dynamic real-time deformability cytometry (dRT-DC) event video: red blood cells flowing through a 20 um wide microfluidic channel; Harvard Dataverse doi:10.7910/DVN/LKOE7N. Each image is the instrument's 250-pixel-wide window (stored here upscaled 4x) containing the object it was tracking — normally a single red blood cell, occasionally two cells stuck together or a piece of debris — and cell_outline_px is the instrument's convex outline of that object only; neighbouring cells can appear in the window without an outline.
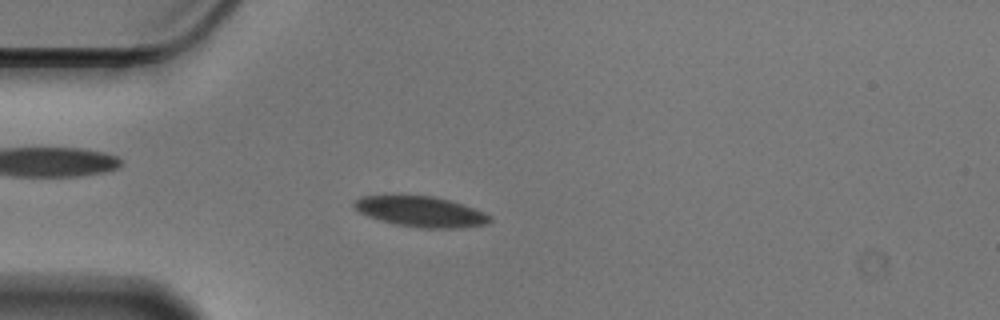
{"species": "Egyptian fruit bat (a non-hibernating species)", "species_latin": "Rousettus aegyptiacus", "temperature_condition": "cold", "stored_images_in_passage": 56, "camera_frame_rate_fps": 3000, "um_per_image_px": 0.085, "animal": {"sex": "male"}, "frame": {"image": 1, "passage_image": 15, "time_ms": 4.667, "image_size_px": [1000, 320], "cell_outline_px": [[492, 220], [488, 224], [460, 228], [420, 228], [396, 224], [380, 220], [368, 216], [352, 208], [352, 200], [360, 196], [388, 192], [396, 192], [432, 196], [448, 200], [484, 212], [492, 216]], "centroid_in_image_um": [35.64, 17.93], "position_along_channel_um": 49.4, "area_um2": 25.2}}
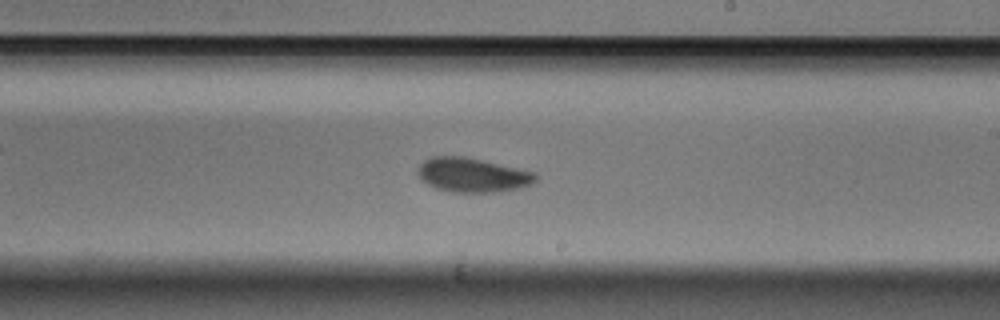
{"frame": {"image": 2, "passage_image": 33, "time_ms": 10.667, "image_size_px": [1000, 320], "cell_outline_px": [[540, 180], [532, 184], [520, 188], [496, 192], [452, 192], [436, 188], [428, 184], [416, 172], [416, 168], [424, 160], [432, 156], [464, 156], [536, 172]], "centroid_in_image_um": [40.2, 14.87], "position_along_channel_um": 248.8, "area_um2": 23.7}}
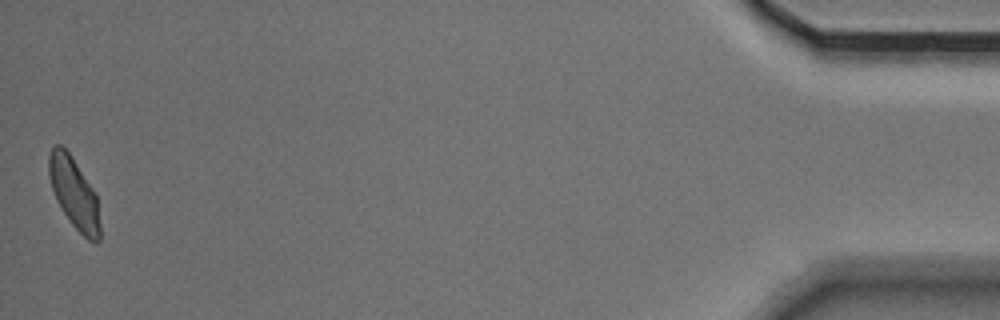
{"frame": {"image": 3, "passage_image": 56, "time_ms": 18.333, "image_size_px": [1000, 320], "cell_outline_px": [[100, 240], [96, 244], [88, 240], [72, 224], [56, 200], [52, 188], [48, 172], [48, 156], [52, 144], [60, 144], [72, 156], [96, 196], [100, 224]], "centroid_in_image_um": [6.28, 16.41], "position_along_channel_um": 428.9, "area_um2": 20.87}, "authors_computed_cell_mechanics": {"area_um2": 22.8599, "velocity_mm_per_s": 3.5277, "shape_relaxation_time_tau1_ms": 2.703, "shape_relaxation_time_tau2_ms": 3.1784, "deformation_change_tau1": 0.0938, "deformation_change_tau2": 0.0693}}